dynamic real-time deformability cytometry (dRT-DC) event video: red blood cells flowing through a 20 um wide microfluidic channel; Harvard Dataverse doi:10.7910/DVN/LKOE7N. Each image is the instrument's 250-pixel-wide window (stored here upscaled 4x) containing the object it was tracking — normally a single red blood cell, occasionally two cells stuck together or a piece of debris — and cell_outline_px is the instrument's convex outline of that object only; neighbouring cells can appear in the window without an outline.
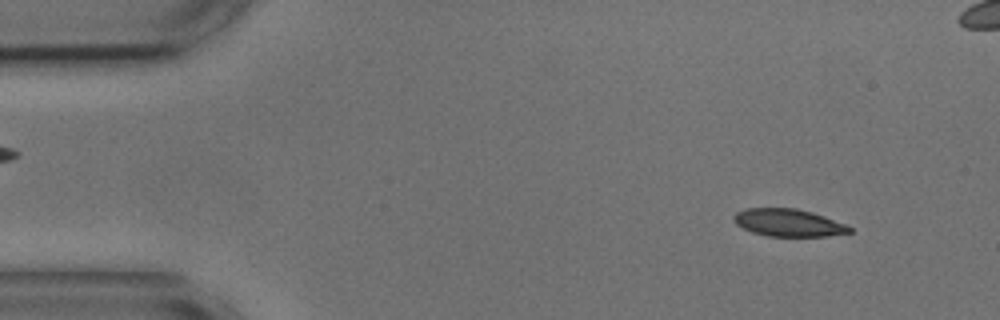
{"species": "common noctule bat (a hibernating species)", "species_latin": "Nyctalus noctula", "temperature_condition": "cold", "stored_images_in_passage": 56, "segment_of_instrument_passage": [1, 2], "camera_frame_rate_fps": 3000, "um_per_image_px": 0.085, "animal": {"sex": "male", "body_mass_g": 17.9, "forearm_length_mm": 54.2}, "frame": {"image": 1, "passage_image": 5, "time_ms": 1.333, "image_size_px": [1000, 320], "cell_outline_px": [[852, 232], [828, 236], [768, 236], [752, 232], [736, 224], [732, 220], [732, 216], [736, 212], [744, 208], [796, 208], [812, 212], [824, 216], [844, 224], [852, 228]], "centroid_in_image_um": [66.98, 18.92], "position_along_channel_um": 18.0, "area_um2": 18.55}}
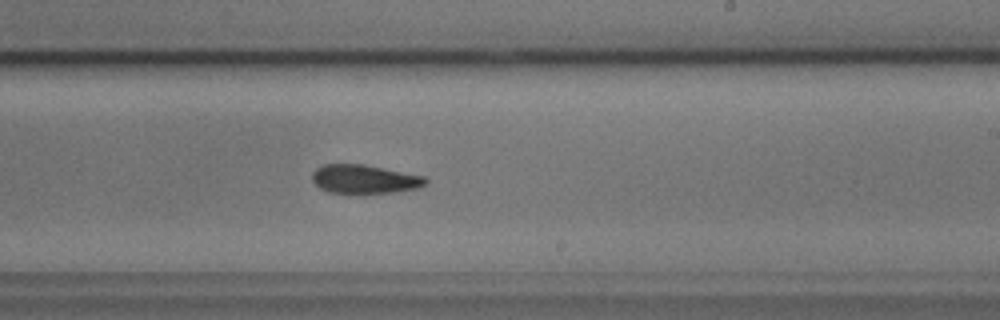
{"frame": {"image": 2, "passage_image": 32, "time_ms": 10.333, "image_size_px": [1000, 320], "cell_outline_px": [[428, 184], [420, 188], [392, 192], [356, 196], [328, 192], [320, 188], [312, 180], [312, 172], [316, 168], [324, 164], [364, 164], [424, 176], [428, 180]], "centroid_in_image_um": [30.97, 15.27], "position_along_channel_um": 258.0, "area_um2": 19.77}}
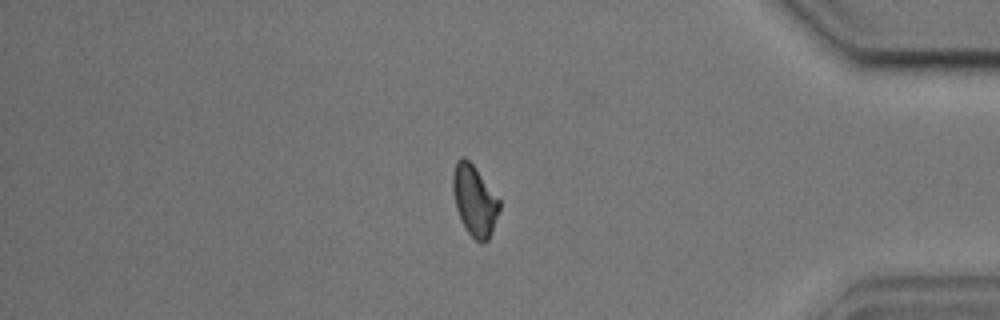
{"frame": {"image": 3, "passage_image": 46, "time_ms": 15.0, "image_size_px": [1000, 320], "cell_outline_px": [[500, 208], [488, 240], [480, 244], [468, 232], [456, 208], [452, 192], [452, 172], [456, 160], [460, 156], [464, 156], [472, 164], [500, 200]], "centroid_in_image_um": [40.31, 17.01], "position_along_channel_um": 394.9, "area_um2": 18.96}}